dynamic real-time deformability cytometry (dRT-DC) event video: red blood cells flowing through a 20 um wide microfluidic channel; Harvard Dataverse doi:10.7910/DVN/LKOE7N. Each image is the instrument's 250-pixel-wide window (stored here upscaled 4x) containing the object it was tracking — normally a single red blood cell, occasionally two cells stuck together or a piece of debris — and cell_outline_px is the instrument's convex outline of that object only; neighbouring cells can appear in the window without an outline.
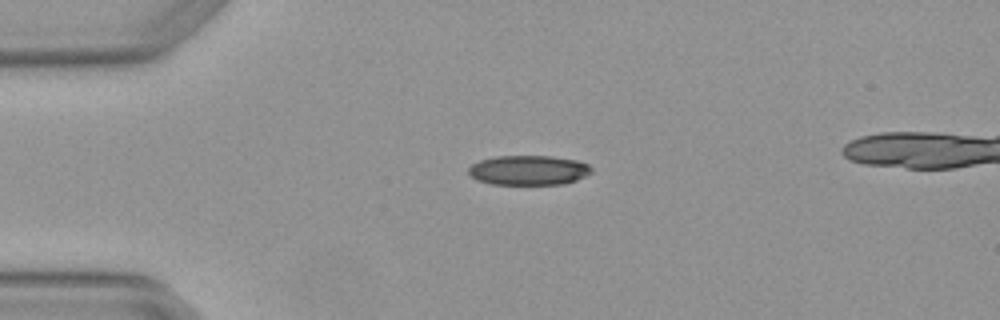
{"species": "Egyptian fruit bat (a non-hibernating species)", "species_latin": "Rousettus aegyptiacus", "temperature_condition": "warm", "stored_images_in_passage": 2, "camera_frame_rate_fps": 3000, "um_per_image_px": 0.085, "animal": {"sex": "female"}, "frame": {"image": 1, "passage_image": 1, "time_ms": 0.0, "image_size_px": [1000, 320], "cell_outline_px": [[592, 172], [576, 180], [564, 184], [492, 184], [476, 180], [468, 176], [468, 168], [472, 164], [480, 160], [496, 156], [552, 156], [576, 160], [588, 164], [592, 168]], "centroid_in_image_um": [44.9, 14.47], "position_along_channel_um": 40.1, "area_um2": 21.39}}